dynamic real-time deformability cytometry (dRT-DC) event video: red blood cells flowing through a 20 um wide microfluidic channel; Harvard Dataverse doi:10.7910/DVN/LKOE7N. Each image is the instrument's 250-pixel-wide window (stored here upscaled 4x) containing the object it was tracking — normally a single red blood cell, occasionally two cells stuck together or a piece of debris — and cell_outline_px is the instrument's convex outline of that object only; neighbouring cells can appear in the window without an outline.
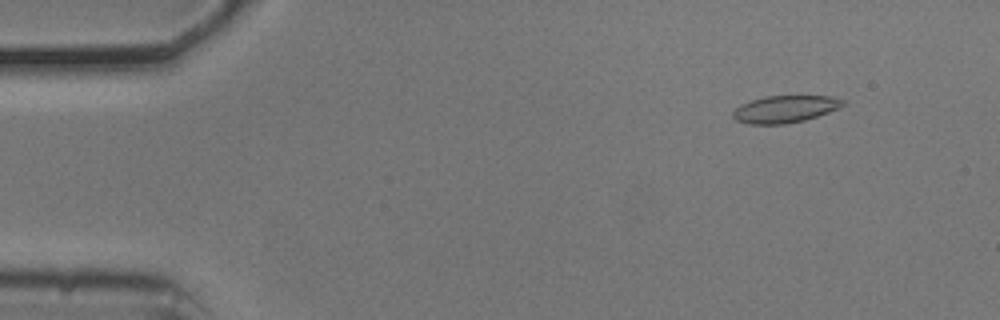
{"species": "common noctule bat (a hibernating species)", "species_latin": "Nyctalus noctula", "temperature_condition": "cold", "stored_images_in_passage": 54, "camera_frame_rate_fps": 3000, "um_per_image_px": 0.085, "animal": {"sex": "male", "body_mass_g": 20.5, "forearm_length_mm": 52.5}, "frame": {"image": 1, "passage_image": 6, "time_ms": 1.667, "image_size_px": [1000, 320], "cell_outline_px": [[844, 104], [828, 112], [804, 120], [784, 124], [748, 124], [736, 120], [732, 116], [732, 112], [740, 104], [764, 96], [832, 96], [844, 100]], "centroid_in_image_um": [66.68, 9.27], "position_along_channel_um": 18.3, "area_um2": 17.22}}
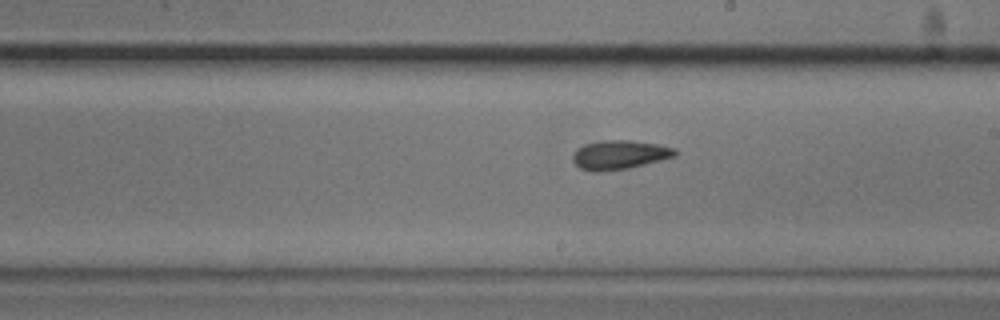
{"frame": {"image": 2, "passage_image": 31, "time_ms": 10.0, "image_size_px": [1000, 320], "cell_outline_px": [[676, 156], [628, 168], [600, 172], [592, 172], [580, 168], [572, 160], [572, 156], [576, 148], [584, 144], [604, 140], [632, 140], [660, 144], [676, 148]], "centroid_in_image_um": [52.64, 13.15], "position_along_channel_um": 236.4, "area_um2": 17.46}}
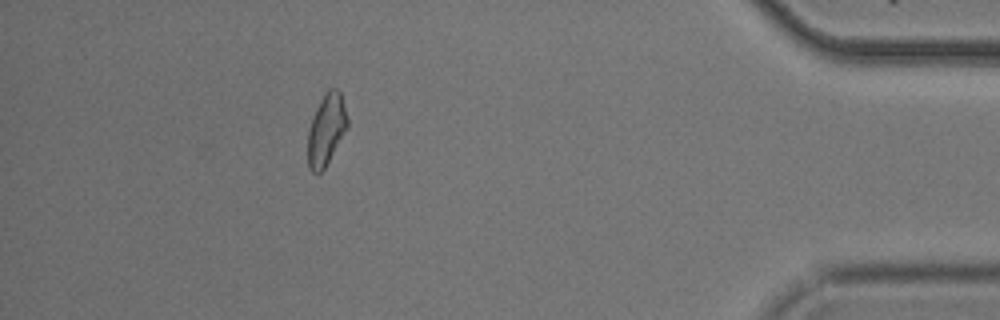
{"frame": {"image": 3, "passage_image": 49, "time_ms": 16.0, "image_size_px": [1000, 320], "cell_outline_px": [[348, 128], [324, 168], [320, 172], [312, 172], [308, 168], [308, 128], [312, 116], [324, 92], [328, 88], [336, 88], [340, 92], [348, 120]], "centroid_in_image_um": [27.72, 10.99], "position_along_channel_um": 407.5, "area_um2": 16.47}, "authors_computed_cell_mechanics": {"area_um2": 16.8776, "velocity_mm_per_s": 3.7099, "shape_relaxation_time_tau1_ms": 5.8131, "shape_relaxation_time_tau2_ms": 2.9116, "deformation_change_tau1": 0.1259, "deformation_change_tau2": 0.0835}}